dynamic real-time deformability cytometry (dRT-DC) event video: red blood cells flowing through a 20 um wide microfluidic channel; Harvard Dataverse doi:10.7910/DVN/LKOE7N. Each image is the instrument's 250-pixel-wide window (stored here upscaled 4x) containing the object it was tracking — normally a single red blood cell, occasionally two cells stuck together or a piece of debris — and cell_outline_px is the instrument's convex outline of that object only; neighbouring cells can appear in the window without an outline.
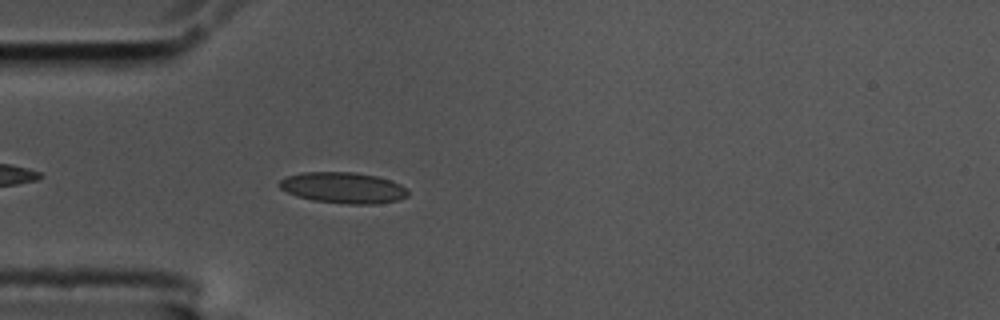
{"species": "common noctule bat (a hibernating species)", "species_latin": "Nyctalus noctula", "temperature_condition": "cold", "stored_images_in_passage": 38, "camera_frame_rate_fps": 3000, "um_per_image_px": 0.085, "animal": {"sex": "male", "body_mass_g": 17.5, "forearm_length_mm": 52.3}, "frame": {"image": 1, "passage_image": 3, "time_ms": 0.667, "image_size_px": [1000, 320], "cell_outline_px": [[408, 196], [400, 200], [376, 204], [348, 204], [312, 200], [296, 196], [280, 188], [276, 184], [280, 180], [288, 176], [304, 172], [356, 172], [376, 176], [392, 180], [408, 188]], "centroid_in_image_um": [29.21, 15.96], "position_along_channel_um": 55.8, "area_um2": 23.47}}
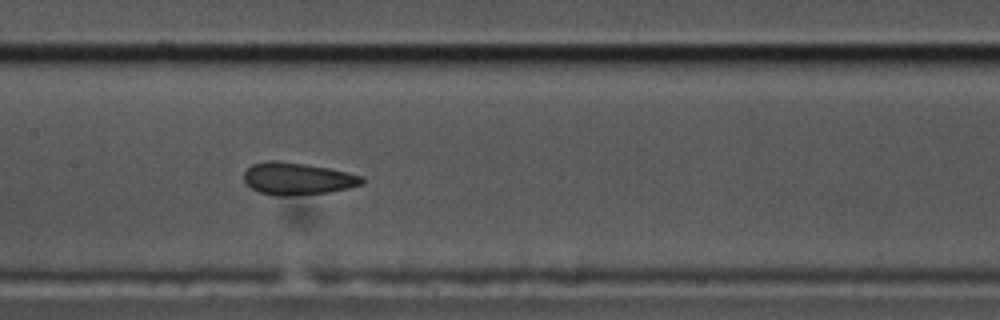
{"frame": {"image": 2, "passage_image": 14, "time_ms": 4.333, "image_size_px": [1000, 320], "cell_outline_px": [[364, 184], [348, 188], [328, 192], [284, 196], [276, 196], [260, 192], [252, 188], [244, 180], [244, 172], [252, 164], [268, 160], [276, 160], [304, 164], [328, 168], [364, 176]], "centroid_in_image_um": [25.29, 15.18], "position_along_channel_um": 182.1, "area_um2": 22.02}}
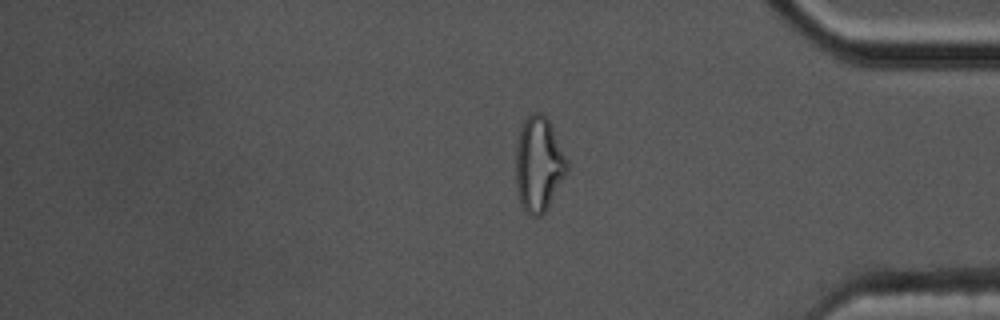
{"frame": {"image": 3, "passage_image": 38, "time_ms": 12.333, "image_size_px": [1000, 320], "cell_outline_px": [[568, 172], [548, 208], [540, 216], [528, 216], [524, 212], [520, 204], [516, 188], [516, 144], [520, 124], [532, 112], [540, 112], [552, 124], [568, 160]], "centroid_in_image_um": [45.79, 13.97], "position_along_channel_um": 389.4, "area_um2": 29.07}, "authors_computed_cell_mechanics": {"area_um2": 22.2819, "velocity_mm_per_s": 3.578, "shape_relaxation_time_tau1_ms": 9.3638, "shape_relaxation_time_tau2_ms": 1.985, "deformation_change_tau1": 0.1904, "deformation_change_tau2": 0.0746}}